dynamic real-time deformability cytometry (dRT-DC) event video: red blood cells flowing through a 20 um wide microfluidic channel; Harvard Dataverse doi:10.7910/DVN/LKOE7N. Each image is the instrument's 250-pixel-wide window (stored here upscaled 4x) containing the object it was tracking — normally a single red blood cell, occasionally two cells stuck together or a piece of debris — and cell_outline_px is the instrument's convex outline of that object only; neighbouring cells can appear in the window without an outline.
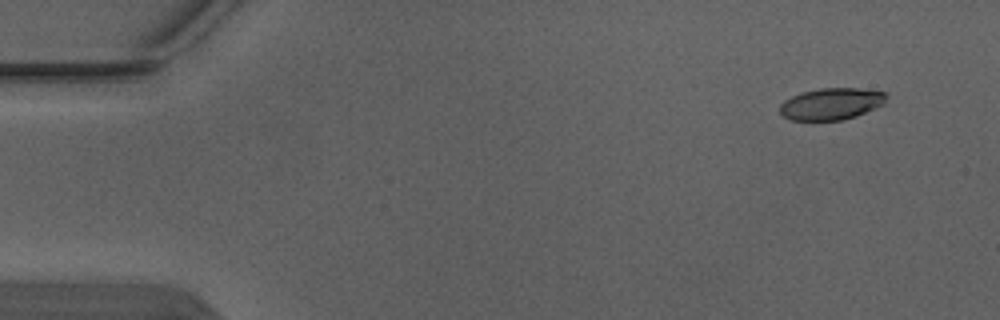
{"species": "Egyptian fruit bat (a non-hibernating species)", "species_latin": "Rousettus aegyptiacus", "temperature_condition": "warm", "stored_images_in_passage": 3, "camera_frame_rate_fps": 3000, "um_per_image_px": 0.085, "animal": {"sex": "male"}, "frame": {"image": 1, "passage_image": 1, "time_ms": 0.0, "image_size_px": [1000, 320], "cell_outline_px": [[888, 96], [884, 104], [856, 116], [844, 120], [792, 120], [784, 116], [780, 112], [780, 104], [784, 100], [800, 92], [820, 88], [860, 88], [888, 92]], "centroid_in_image_um": [70.69, 8.81], "position_along_channel_um": 14.3, "area_um2": 19.88}}